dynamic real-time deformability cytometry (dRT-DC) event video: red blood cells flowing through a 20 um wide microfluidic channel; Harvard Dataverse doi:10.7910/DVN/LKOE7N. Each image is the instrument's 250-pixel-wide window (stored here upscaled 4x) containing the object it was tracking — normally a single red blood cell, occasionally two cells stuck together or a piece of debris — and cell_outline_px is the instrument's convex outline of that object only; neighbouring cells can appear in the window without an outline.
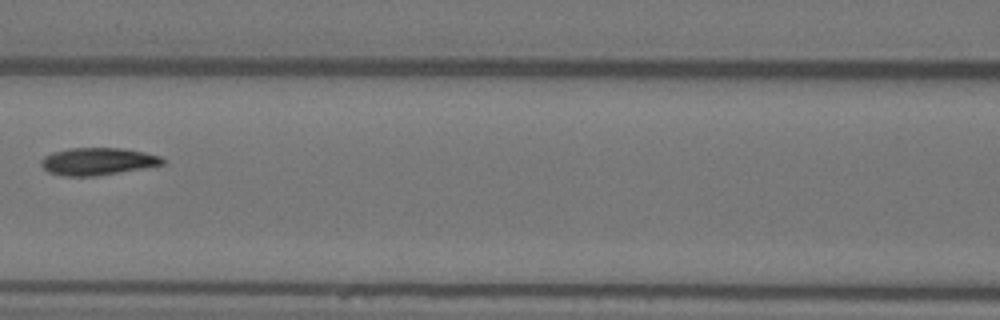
{"species": "Egyptian fruit bat (a non-hibernating species)", "species_latin": "Rousettus aegyptiacus", "temperature_condition": "warm", "stored_images_in_passage": 7, "camera_frame_rate_fps": 3000, "um_per_image_px": 0.085, "animal": {"sex": "female"}, "frame": {"image": 1, "passage_image": 7, "time_ms": 2.0, "image_size_px": [1000, 320], "cell_outline_px": [[164, 164], [144, 168], [96, 176], [60, 176], [48, 172], [40, 164], [40, 160], [44, 156], [52, 152], [68, 148], [120, 148], [144, 152], [160, 156], [164, 160]], "centroid_in_image_um": [8.26, 13.72], "position_along_channel_um": 158.3, "area_um2": 19.42}}